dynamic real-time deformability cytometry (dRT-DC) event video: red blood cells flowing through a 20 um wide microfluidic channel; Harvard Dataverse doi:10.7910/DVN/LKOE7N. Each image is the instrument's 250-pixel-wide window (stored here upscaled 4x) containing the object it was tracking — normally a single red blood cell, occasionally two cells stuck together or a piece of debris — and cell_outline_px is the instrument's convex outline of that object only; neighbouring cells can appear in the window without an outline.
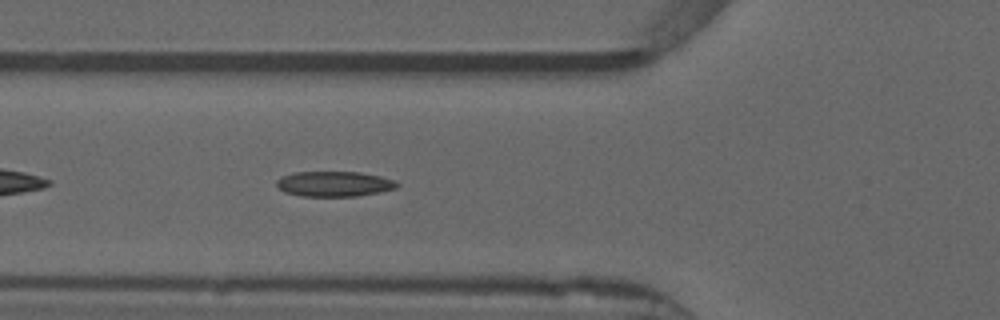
{"species": "common noctule bat (a hibernating species)", "species_latin": "Nyctalus noctula", "temperature_condition": "warm", "stored_images_in_passage": 34, "camera_frame_rate_fps": 3000, "um_per_image_px": 0.085, "animal": {"sex": "male", "forearm_length_mm": 52.5}, "frame": {"image": 1, "passage_image": 6, "time_ms": 1.667, "image_size_px": [1000, 320], "cell_outline_px": [[400, 184], [396, 188], [380, 192], [356, 196], [300, 196], [284, 192], [276, 184], [276, 180], [284, 176], [296, 172], [360, 172], [380, 176], [396, 180]], "centroid_in_image_um": [28.44, 15.63], "position_along_channel_um": 97.4, "area_um2": 17.69}}
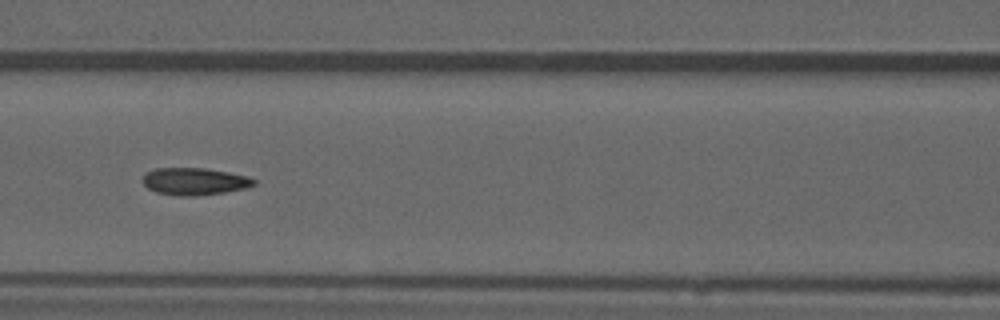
{"frame": {"image": 2, "passage_image": 10, "time_ms": 3.0, "image_size_px": [1000, 320], "cell_outline_px": [[256, 184], [248, 188], [224, 192], [196, 196], [180, 196], [156, 192], [148, 188], [144, 184], [144, 176], [148, 172], [156, 168], [204, 168], [228, 172], [248, 176], [256, 180]], "centroid_in_image_um": [16.58, 15.42], "position_along_channel_um": 150.0, "area_um2": 17.57}, "authors_computed_cell_mechanics": {"area_um2": 17.4267, "velocity_mm_per_s": 3.9124, "shape_relaxation_time_tau1_ms": 10.8463, "shape_relaxation_time_tau2_ms": 1.9239, "deformation_change_tau1": 0.2567, "deformation_change_tau2": 0.0854}}